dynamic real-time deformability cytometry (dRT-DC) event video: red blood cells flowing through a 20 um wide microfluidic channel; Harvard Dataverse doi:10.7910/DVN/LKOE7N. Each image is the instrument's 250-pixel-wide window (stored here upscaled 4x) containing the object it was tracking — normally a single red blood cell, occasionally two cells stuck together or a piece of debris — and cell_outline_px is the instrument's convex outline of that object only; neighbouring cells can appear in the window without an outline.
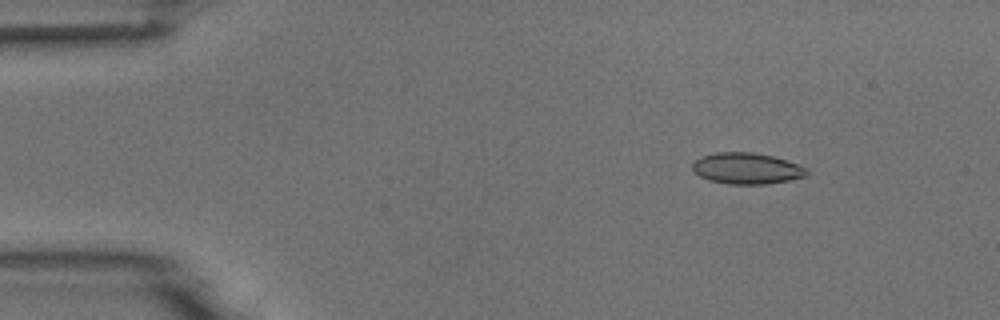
{"species": "common noctule bat (a hibernating species)", "species_latin": "Nyctalus noctula", "temperature_condition": "room temperature", "stored_images_in_passage": 7, "camera_frame_rate_fps": 3000, "um_per_image_px": 0.085, "animal": {"sex": "male", "body_mass_g": 18.8}, "frame": {"image": 1, "passage_image": 2, "time_ms": 1.333, "image_size_px": [1000, 320], "cell_outline_px": [[808, 176], [788, 180], [764, 184], [728, 184], [708, 180], [692, 172], [692, 164], [700, 156], [716, 152], [752, 152], [772, 156], [808, 168]], "centroid_in_image_um": [63.43, 14.32], "position_along_channel_um": 21.6, "area_um2": 20.81}}
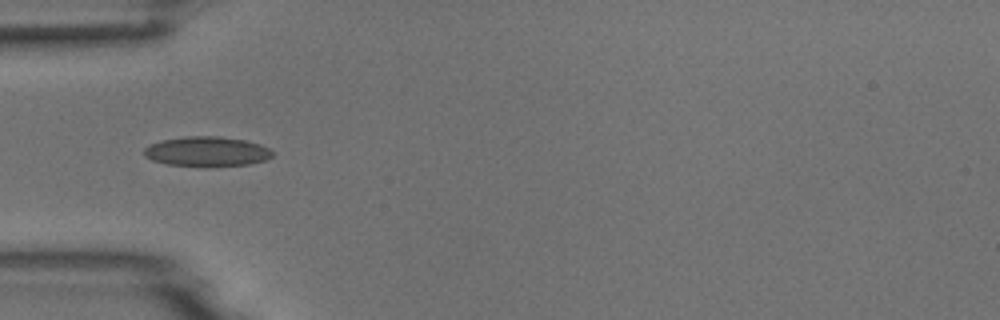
{"frame": {"image": 2, "passage_image": 5, "time_ms": 4.667, "image_size_px": [1000, 320], "cell_outline_px": [[272, 156], [264, 160], [248, 164], [212, 168], [208, 168], [168, 164], [152, 160], [144, 156], [144, 148], [160, 140], [184, 136], [220, 136], [244, 140], [260, 144], [268, 148], [272, 152]], "centroid_in_image_um": [17.56, 12.89], "position_along_channel_um": 67.4, "area_um2": 22.66}}